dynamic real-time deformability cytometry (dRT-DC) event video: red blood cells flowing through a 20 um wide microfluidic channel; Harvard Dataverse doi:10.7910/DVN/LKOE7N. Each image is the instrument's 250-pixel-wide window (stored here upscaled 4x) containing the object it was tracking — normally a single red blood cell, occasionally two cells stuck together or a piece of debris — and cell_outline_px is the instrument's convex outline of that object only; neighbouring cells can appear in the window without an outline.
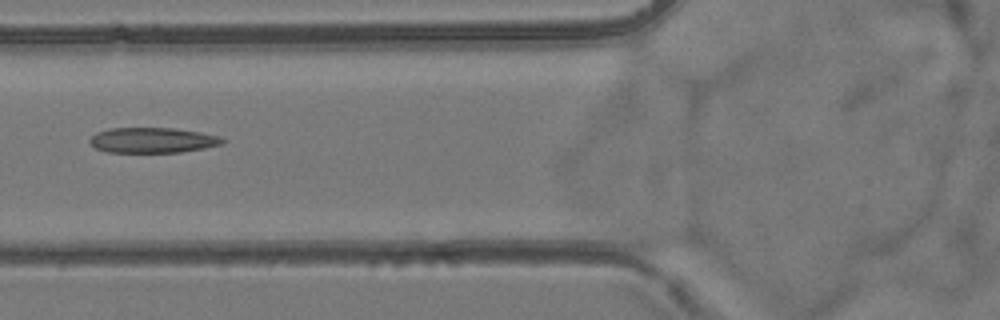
{"species": "common noctule bat (a hibernating species)", "species_latin": "Nyctalus noctula", "temperature_condition": "room temperature", "stored_images_in_passage": 43, "camera_frame_rate_fps": 3000, "um_per_image_px": 0.085, "animal": {"sex": "female", "body_mass_g": 24.6, "forearm_length_mm": 56.2}, "frame": {"image": 1, "passage_image": 10, "time_ms": 3.0, "image_size_px": [1000, 320], "cell_outline_px": [[228, 140], [224, 144], [204, 148], [180, 152], [108, 152], [96, 148], [88, 140], [96, 132], [108, 128], [172, 128], [200, 132], [220, 136]], "centroid_in_image_um": [13.01, 11.91], "position_along_channel_um": 112.8, "area_um2": 19.65}}
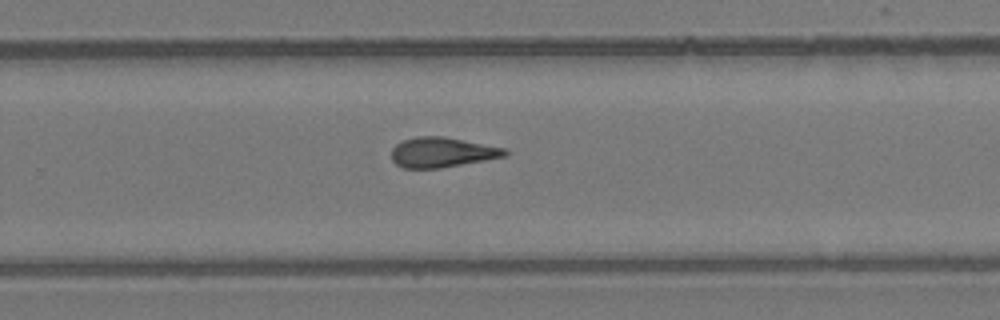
{"frame": {"image": 2, "passage_image": 24, "time_ms": 7.667, "image_size_px": [1000, 320], "cell_outline_px": [[508, 156], [440, 168], [404, 168], [396, 164], [392, 160], [392, 148], [396, 144], [404, 140], [416, 136], [444, 136], [508, 148]], "centroid_in_image_um": [37.62, 12.94], "position_along_channel_um": 292.2, "area_um2": 20.0}}
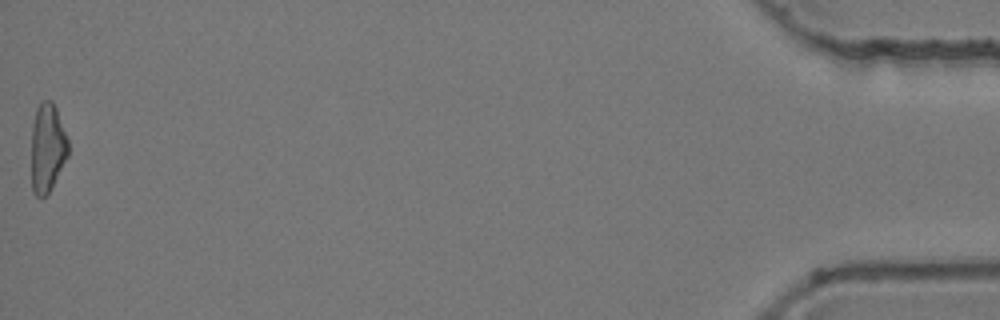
{"frame": {"image": 3, "passage_image": 43, "time_ms": 14.0, "image_size_px": [1000, 320], "cell_outline_px": [[68, 156], [52, 188], [40, 200], [32, 192], [32, 124], [36, 108], [44, 100], [52, 100], [56, 108], [68, 140]], "centroid_in_image_um": [4.02, 12.59], "position_along_channel_um": 431.2, "area_um2": 19.13}, "authors_computed_cell_mechanics": {"area_um2": 19.7676, "velocity_mm_per_s": 3.8439, "shape_relaxation_time_tau1_ms": null, "shape_relaxation_time_tau2_ms": 3.8008, "deformation_change_tau1": null, "deformation_change_tau2": 0.1427}}